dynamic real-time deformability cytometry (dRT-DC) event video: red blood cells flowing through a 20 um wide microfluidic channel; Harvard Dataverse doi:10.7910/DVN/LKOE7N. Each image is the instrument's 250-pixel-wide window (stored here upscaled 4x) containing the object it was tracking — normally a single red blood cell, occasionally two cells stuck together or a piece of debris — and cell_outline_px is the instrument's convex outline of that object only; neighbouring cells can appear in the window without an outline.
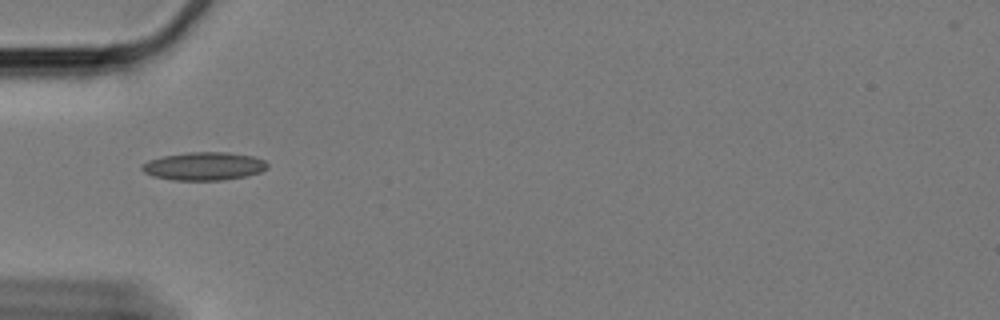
{"species": "Egyptian fruit bat (a non-hibernating species)", "species_latin": "Rousettus aegyptiacus", "temperature_condition": "cold", "stored_images_in_passage": 42, "camera_frame_rate_fps": 3000, "um_per_image_px": 0.085, "animal": {"sex": "female"}, "frame": {"image": 1, "passage_image": 1, "time_ms": 0.0, "image_size_px": [1000, 320], "cell_outline_px": [[268, 168], [260, 172], [244, 176], [224, 180], [176, 180], [152, 176], [144, 172], [140, 168], [148, 160], [164, 156], [188, 152], [228, 152], [256, 156], [264, 160], [268, 164]], "centroid_in_image_um": [17.37, 14.12], "position_along_channel_um": 67.6, "area_um2": 20.58}}
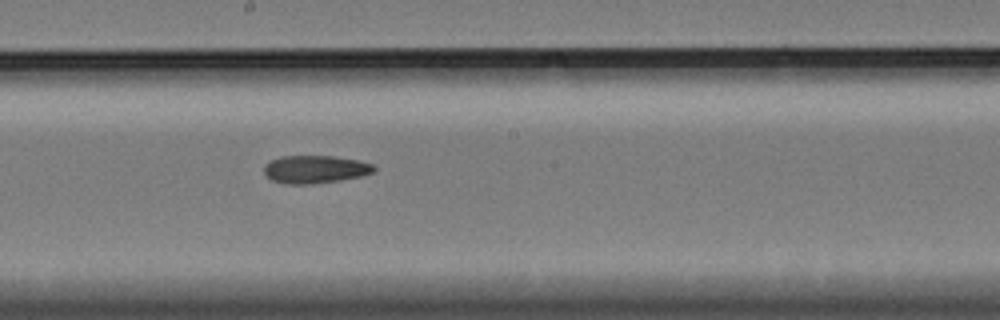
{"frame": {"image": 2, "passage_image": 15, "time_ms": 4.667, "image_size_px": [1000, 320], "cell_outline_px": [[376, 168], [372, 172], [360, 176], [340, 180], [312, 184], [284, 184], [272, 180], [264, 172], [264, 164], [280, 156], [336, 156], [356, 160], [372, 164]], "centroid_in_image_um": [26.75, 14.39], "position_along_channel_um": 221.4, "area_um2": 17.74}}
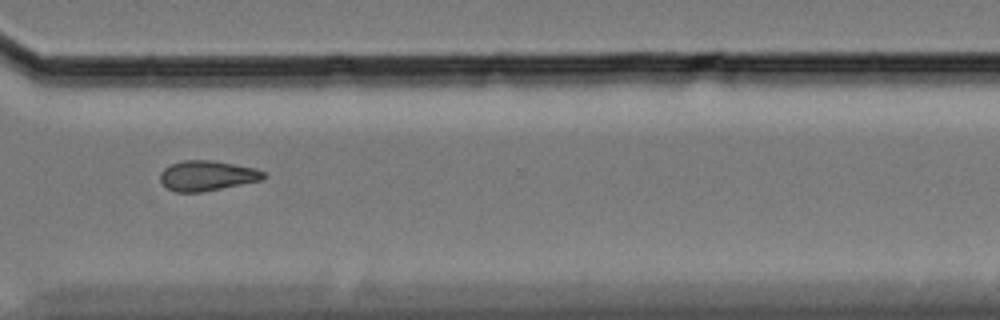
{"frame": {"image": 3, "passage_image": 27, "time_ms": 8.667, "image_size_px": [1000, 320], "cell_outline_px": [[268, 176], [260, 180], [200, 192], [176, 192], [168, 188], [160, 180], [160, 172], [164, 168], [172, 164], [184, 160], [212, 160], [256, 168], [264, 172]], "centroid_in_image_um": [17.6, 14.92], "position_along_channel_um": 353.0, "area_um2": 17.92}}